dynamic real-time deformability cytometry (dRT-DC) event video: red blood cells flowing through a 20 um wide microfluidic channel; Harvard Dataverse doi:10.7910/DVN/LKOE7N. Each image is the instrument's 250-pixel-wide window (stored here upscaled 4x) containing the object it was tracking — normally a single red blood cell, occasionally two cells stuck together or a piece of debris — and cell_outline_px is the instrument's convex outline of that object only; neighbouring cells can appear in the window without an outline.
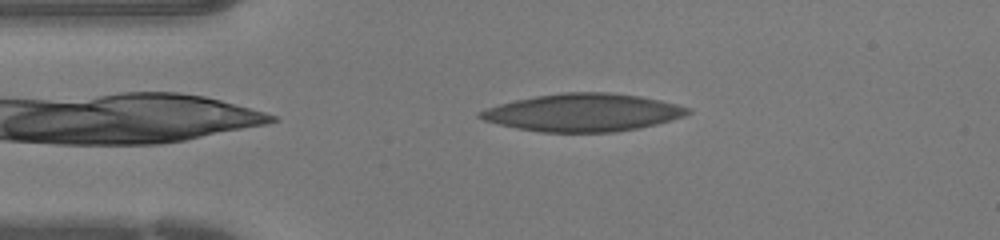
{"species": "human", "species_latin": "Homo sapiens", "temperature_condition": "warm", "stored_images_in_passage": 38, "camera_frame_rate_fps": 3000, "um_per_image_px": 0.085, "donor": {"sex": "female"}, "frame": {"image": 1, "passage_image": 2, "time_ms": 0.333, "image_size_px": [1000, 240], "cell_outline_px": [[692, 112], [684, 116], [656, 124], [640, 128], [616, 132], [540, 132], [516, 128], [484, 120], [476, 116], [480, 112], [488, 108], [500, 104], [516, 100], [536, 96], [560, 92], [608, 92], [640, 96], [660, 100], [692, 108]], "centroid_in_image_um": [49.6, 9.56], "position_along_channel_um": 35.4, "area_um2": 45.55}}
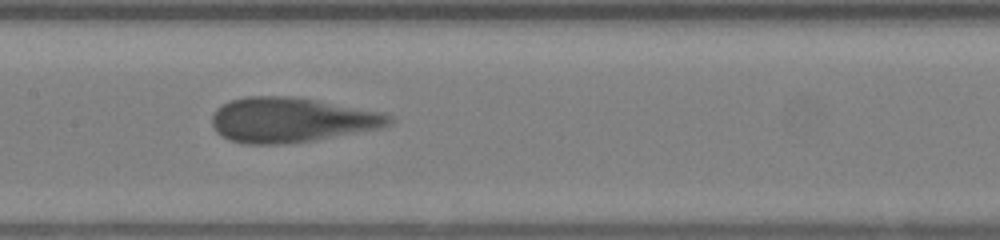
{"frame": {"image": 2, "passage_image": 14, "time_ms": 4.333, "image_size_px": [1000, 240], "cell_outline_px": [[396, 120], [392, 124], [380, 128], [312, 140], [288, 144], [244, 144], [228, 140], [220, 136], [216, 132], [212, 124], [212, 116], [216, 108], [232, 100], [248, 96], [292, 96], [316, 100], [380, 112], [392, 116]], "centroid_in_image_um": [24.73, 10.2], "position_along_channel_um": 182.7, "area_um2": 46.24}}
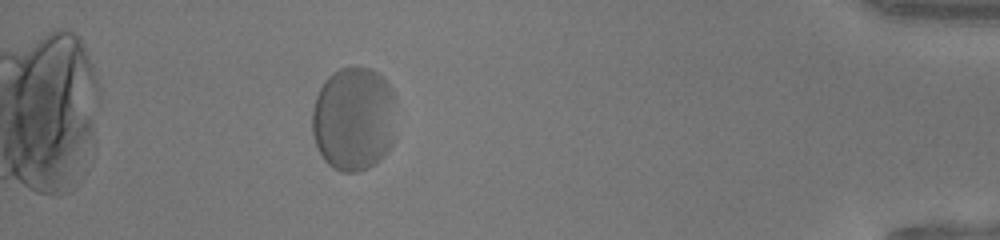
{"frame": {"image": 3, "passage_image": 33, "time_ms": 10.667, "image_size_px": [1000, 240], "cell_outline_px": [[396, 136], [388, 152], [384, 156], [368, 168], [356, 172], [340, 172], [332, 168], [324, 160], [316, 144], [312, 132], [312, 112], [316, 96], [320, 88], [328, 76], [332, 72], [340, 68], [352, 64], [356, 64], [372, 68], [388, 84], [396, 96]], "centroid_in_image_um": [30.11, 10.08], "position_along_channel_um": 405.1, "area_um2": 52.42}}